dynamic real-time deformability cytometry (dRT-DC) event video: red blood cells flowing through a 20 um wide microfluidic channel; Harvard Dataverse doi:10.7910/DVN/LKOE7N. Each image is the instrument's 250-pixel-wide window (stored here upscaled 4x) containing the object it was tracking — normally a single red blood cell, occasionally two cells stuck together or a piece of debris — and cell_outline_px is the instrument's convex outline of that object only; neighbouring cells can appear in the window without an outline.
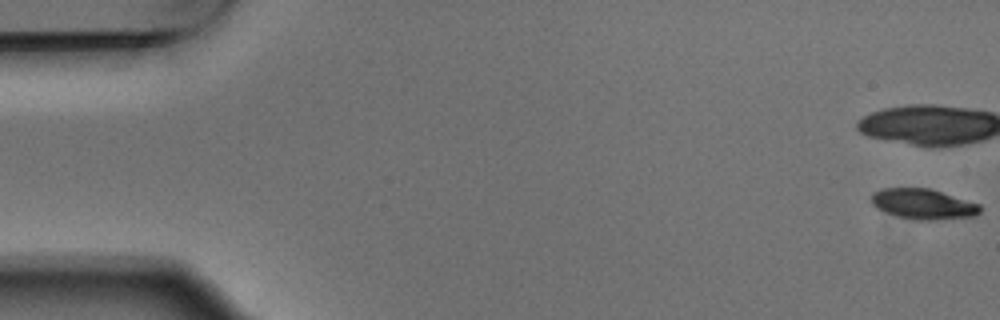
{"species": "Egyptian fruit bat (a non-hibernating species)", "species_latin": "Rousettus aegyptiacus", "temperature_condition": "warm", "stored_images_in_passage": 4, "camera_frame_rate_fps": 3000, "um_per_image_px": 0.085, "animal": {"sex": "male"}, "frame": {"image": 1, "passage_image": 1, "time_ms": 0.0, "image_size_px": [1000, 320], "cell_outline_px": [[980, 212], [976, 216], [932, 220], [916, 220], [884, 212], [876, 208], [872, 204], [872, 192], [884, 188], [928, 188], [980, 204]], "centroid_in_image_um": [78.46, 17.34], "position_along_channel_um": 6.5, "area_um2": 19.07}}